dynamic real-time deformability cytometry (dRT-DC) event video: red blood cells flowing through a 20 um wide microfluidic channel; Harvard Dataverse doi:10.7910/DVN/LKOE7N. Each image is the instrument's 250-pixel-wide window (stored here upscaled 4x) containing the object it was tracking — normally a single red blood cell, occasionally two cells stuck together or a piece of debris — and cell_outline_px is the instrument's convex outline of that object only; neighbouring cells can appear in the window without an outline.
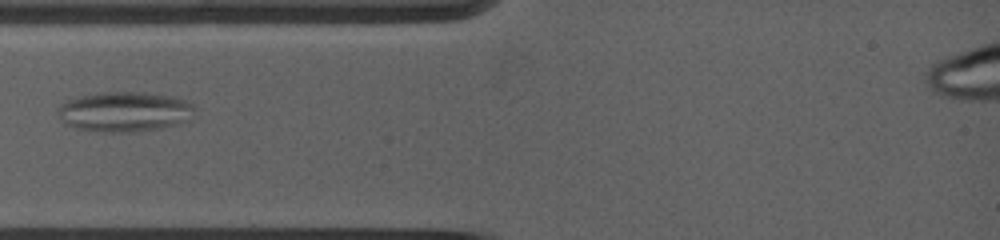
{"species": "common noctule bat (a hibernating species)", "species_latin": "Nyctalus noctula", "temperature_condition": "warm", "stored_images_in_passage": 23, "camera_frame_rate_fps": 5000, "um_per_image_px": 0.085, "animal": {"sex": "female", "body_mass_g": 19.0, "forearm_length_mm": 53.3}, "frame": {"image": 1, "passage_image": 2, "time_ms": 0.6, "image_size_px": [1000, 240], "cell_outline_px": [[196, 116], [192, 120], [180, 124], [160, 128], [132, 132], [104, 132], [76, 128], [64, 124], [56, 116], [56, 108], [60, 104], [68, 100], [80, 96], [96, 92], [144, 92], [176, 96], [196, 104]], "centroid_in_image_um": [10.64, 9.49], "position_along_channel_um": 74.4, "area_um2": 32.95}}
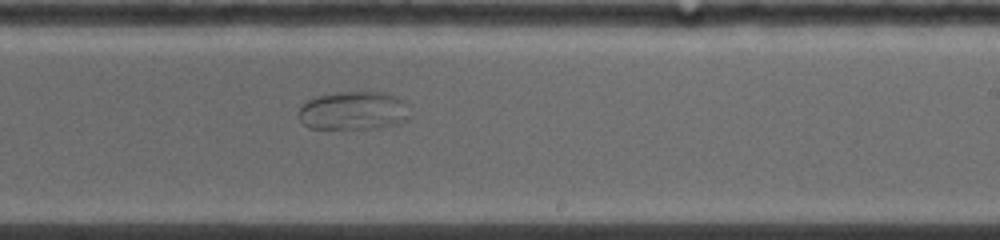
{"frame": {"image": 2, "passage_image": 12, "time_ms": 5.4, "image_size_px": [1000, 240], "cell_outline_px": [[408, 120], [392, 124], [372, 128], [308, 128], [300, 120], [300, 104], [316, 96], [340, 92], [384, 92], [396, 96], [404, 100], [408, 116]], "centroid_in_image_um": [30.01, 9.39], "position_along_channel_um": 259.0, "area_um2": 24.62}}
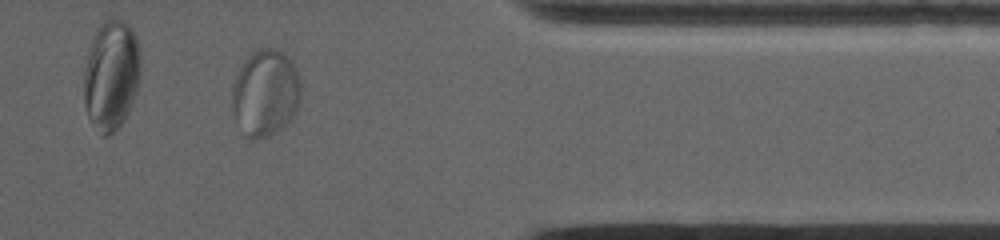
{"frame": {"image": 3, "passage_image": 20, "time_ms": 9.2, "image_size_px": [1000, 240], "cell_outline_px": [[300, 100], [292, 116], [284, 128], [260, 140], [248, 140], [244, 136], [236, 120], [232, 108], [232, 88], [236, 76], [240, 68], [248, 56], [252, 52], [260, 48], [272, 48], [284, 52], [292, 64], [300, 80]], "centroid_in_image_um": [22.54, 7.95], "position_along_channel_um": 388.9, "area_um2": 34.85}}